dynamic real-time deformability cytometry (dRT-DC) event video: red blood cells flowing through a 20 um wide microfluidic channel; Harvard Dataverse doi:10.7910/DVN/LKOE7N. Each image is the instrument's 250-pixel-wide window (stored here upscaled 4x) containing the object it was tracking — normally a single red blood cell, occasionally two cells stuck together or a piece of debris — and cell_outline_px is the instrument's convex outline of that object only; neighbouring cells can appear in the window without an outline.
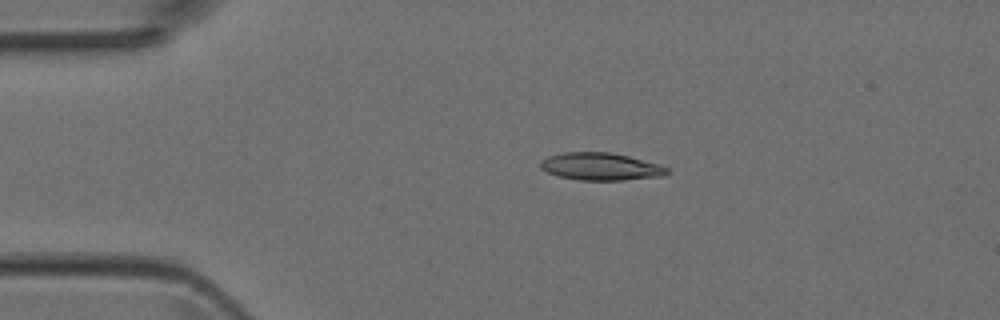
{"species": "Egyptian fruit bat (a non-hibernating species)", "species_latin": "Rousettus aegyptiacus", "temperature_condition": "room temperature", "stored_images_in_passage": 3, "camera_frame_rate_fps": 3000, "um_per_image_px": 0.085, "animal": {"sex": "female"}, "frame": {"image": 1, "passage_image": 2, "time_ms": 0.333, "image_size_px": [1000, 320], "cell_outline_px": [[668, 172], [664, 176], [624, 180], [580, 180], [560, 176], [548, 172], [540, 168], [540, 160], [548, 156], [564, 152], [612, 152], [660, 164], [668, 168]], "centroid_in_image_um": [51.07, 14.15], "position_along_channel_um": 33.9, "area_um2": 20.29}}